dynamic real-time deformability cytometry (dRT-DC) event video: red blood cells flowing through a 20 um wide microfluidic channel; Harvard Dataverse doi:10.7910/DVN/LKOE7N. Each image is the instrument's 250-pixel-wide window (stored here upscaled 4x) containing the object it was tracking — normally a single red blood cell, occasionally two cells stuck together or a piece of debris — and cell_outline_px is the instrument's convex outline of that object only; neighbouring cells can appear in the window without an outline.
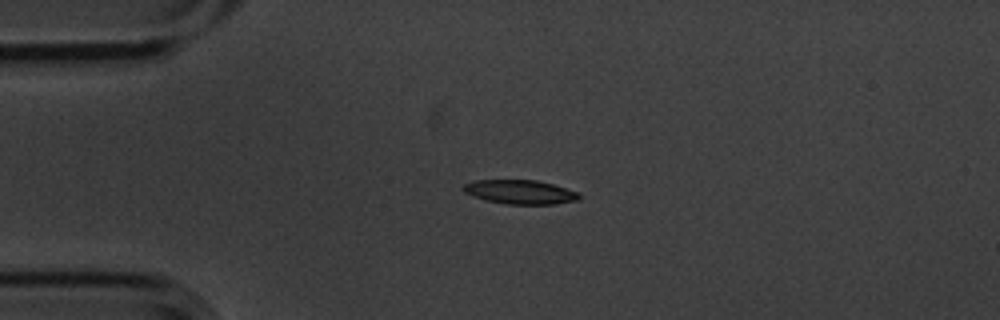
{"species": "common noctule bat (a hibernating species)", "species_latin": "Nyctalus noctula", "temperature_condition": "cold", "stored_images_in_passage": 5, "camera_frame_rate_fps": 3000, "um_per_image_px": 0.085, "animal": {"sex": "male", "body_mass_g": 20.1, "forearm_length_mm": 53.5}, "frame": {"image": 1, "passage_image": 5, "time_ms": 1.333, "image_size_px": [1000, 320], "cell_outline_px": [[580, 196], [576, 200], [552, 204], [508, 204], [488, 200], [472, 196], [464, 192], [460, 188], [464, 184], [476, 180], [536, 180], [552, 184], [580, 192]], "centroid_in_image_um": [44.19, 16.31], "position_along_channel_um": 40.8, "area_um2": 16.13}}